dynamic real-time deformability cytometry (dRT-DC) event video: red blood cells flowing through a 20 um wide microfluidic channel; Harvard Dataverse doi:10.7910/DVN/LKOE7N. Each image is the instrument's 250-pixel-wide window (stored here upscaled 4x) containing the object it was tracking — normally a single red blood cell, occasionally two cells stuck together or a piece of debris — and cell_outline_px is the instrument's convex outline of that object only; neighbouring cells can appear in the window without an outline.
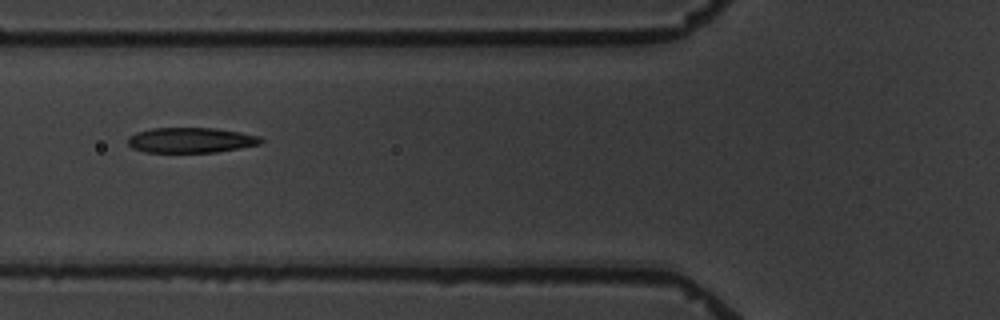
{"species": "common noctule bat (a hibernating species)", "species_latin": "Nyctalus noctula", "temperature_condition": "warm", "stored_images_in_passage": 13, "camera_frame_rate_fps": 3000, "um_per_image_px": 0.085, "animal": {"sex": "male", "body_mass_g": 19.5, "forearm_length_mm": 54.6}, "frame": {"image": 1, "passage_image": 6, "time_ms": 6.333, "image_size_px": [1000, 320], "cell_outline_px": [[264, 140], [260, 144], [240, 148], [216, 152], [144, 152], [132, 148], [128, 144], [128, 136], [136, 132], [152, 128], [216, 128], [240, 132], [260, 136]], "centroid_in_image_um": [16.22, 11.91], "position_along_channel_um": 109.6, "area_um2": 19.65}}
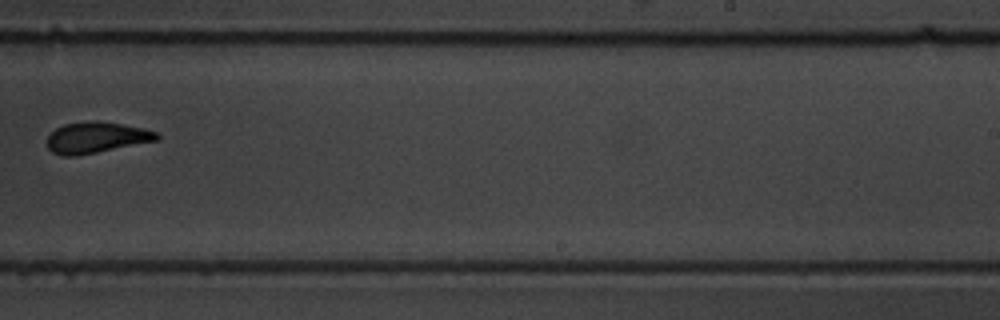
{"frame": {"image": 2, "passage_image": 10, "time_ms": 11.333, "image_size_px": [1000, 320], "cell_outline_px": [[160, 136], [156, 140], [76, 156], [60, 156], [52, 152], [48, 148], [48, 136], [56, 128], [64, 124], [88, 120], [120, 124], [144, 128], [156, 132]], "centroid_in_image_um": [8.13, 11.69], "position_along_channel_um": 280.9, "area_um2": 19.54}}
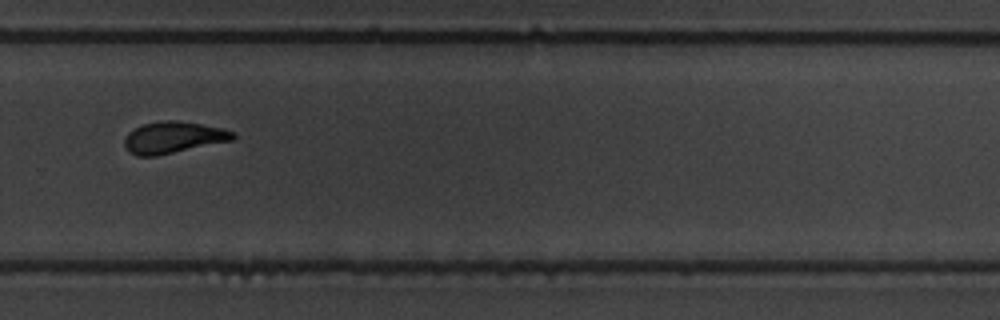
{"frame": {"image": 3, "passage_image": 11, "time_ms": 12.333, "image_size_px": [1000, 320], "cell_outline_px": [[236, 136], [232, 140], [156, 156], [136, 156], [128, 152], [124, 148], [124, 140], [128, 132], [144, 124], [164, 120], [176, 120], [200, 124], [220, 128], [236, 132]], "centroid_in_image_um": [14.69, 11.69], "position_along_channel_um": 315.1, "area_um2": 19.88}}